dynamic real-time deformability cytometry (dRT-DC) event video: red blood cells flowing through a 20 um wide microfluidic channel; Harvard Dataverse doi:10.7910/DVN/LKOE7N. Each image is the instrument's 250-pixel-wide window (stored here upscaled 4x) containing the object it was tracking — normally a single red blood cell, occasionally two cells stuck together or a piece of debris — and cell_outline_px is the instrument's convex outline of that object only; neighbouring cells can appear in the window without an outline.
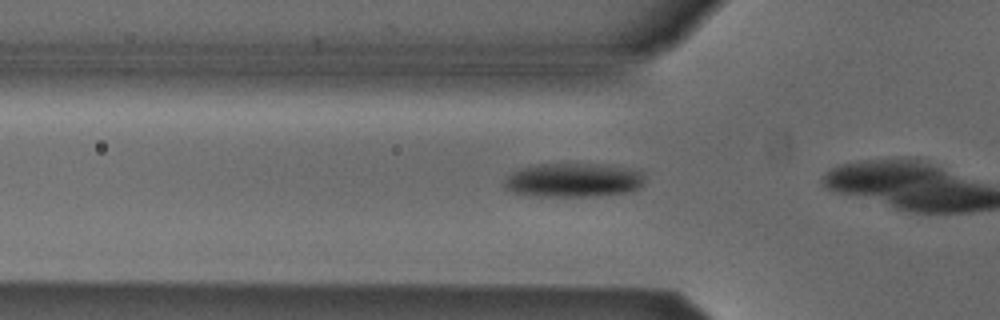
{"species": "Egyptian fruit bat (a non-hibernating species)", "species_latin": "Rousettus aegyptiacus", "temperature_condition": "cold", "stored_images_in_passage": 8, "camera_frame_rate_fps": 3000, "um_per_image_px": 0.085, "animal": {"sex": "male"}, "frame": {"image": 1, "passage_image": 3, "time_ms": 0.667, "image_size_px": [1000, 320], "cell_outline_px": [[644, 184], [632, 192], [596, 196], [528, 196], [512, 192], [504, 188], [504, 180], [512, 172], [520, 168], [540, 164], [588, 164], [624, 168], [640, 172], [644, 180]], "centroid_in_image_um": [48.68, 15.34], "position_along_channel_um": 77.1, "area_um2": 27.69}}
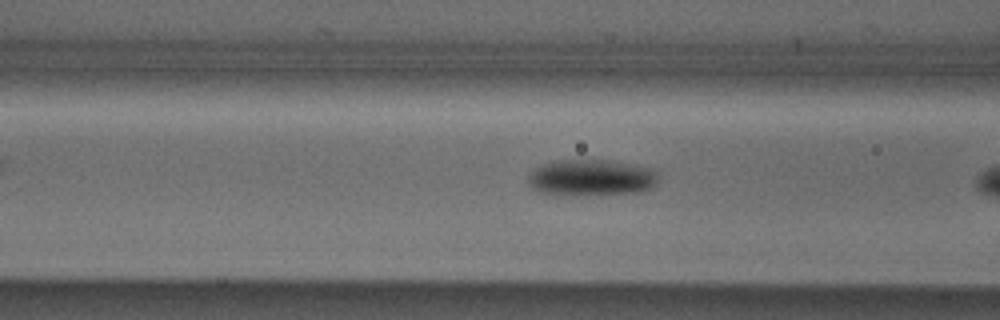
{"frame": {"image": 2, "passage_image": 6, "time_ms": 1.667, "image_size_px": [1000, 320], "cell_outline_px": [[656, 184], [652, 188], [636, 192], [576, 196], [556, 196], [540, 192], [532, 188], [528, 184], [528, 176], [536, 168], [544, 164], [556, 160], [608, 160], [648, 168], [656, 172]], "centroid_in_image_um": [50.19, 15.13], "position_along_channel_um": 116.4, "area_um2": 27.63}}